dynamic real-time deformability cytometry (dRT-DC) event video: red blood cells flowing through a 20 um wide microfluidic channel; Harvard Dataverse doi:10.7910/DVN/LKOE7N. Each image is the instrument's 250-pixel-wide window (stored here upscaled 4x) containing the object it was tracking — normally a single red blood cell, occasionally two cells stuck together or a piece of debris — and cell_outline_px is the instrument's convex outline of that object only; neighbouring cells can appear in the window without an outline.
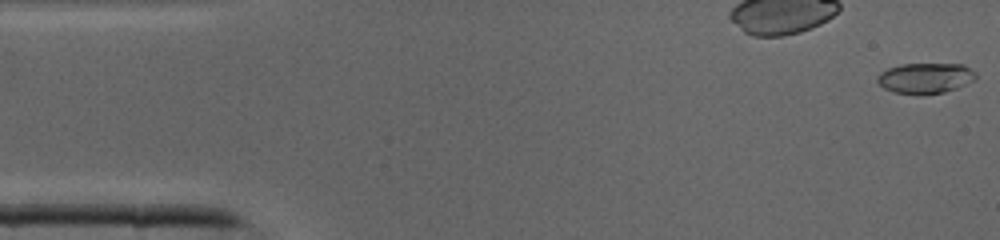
{"species": "common noctule bat (a hibernating species)", "species_latin": "Nyctalus noctula", "temperature_condition": "cold", "stored_images_in_passage": 42, "camera_frame_rate_fps": 3000, "um_per_image_px": 0.085, "animal": {"sex": "male", "body_mass_g": 19.0, "forearm_length_mm": 50.8}, "frame": {"image": 1, "passage_image": 1, "time_ms": 0.0, "image_size_px": [1000, 240], "cell_outline_px": [[976, 80], [956, 88], [944, 92], [892, 92], [884, 88], [876, 80], [876, 76], [880, 72], [888, 68], [900, 64], [964, 64], [976, 72]], "centroid_in_image_um": [78.67, 6.6], "position_along_channel_um": 6.3, "area_um2": 17.17}}
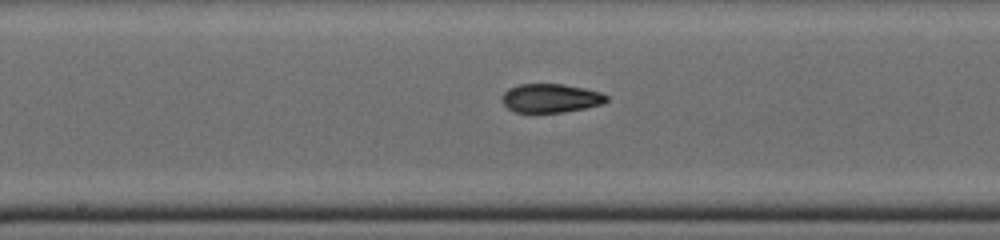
{"frame": {"image": 2, "passage_image": 21, "time_ms": 6.667, "image_size_px": [1000, 240], "cell_outline_px": [[608, 100], [604, 104], [564, 112], [516, 112], [508, 108], [500, 100], [504, 92], [508, 88], [520, 84], [564, 84], [584, 88], [600, 92], [608, 96]], "centroid_in_image_um": [46.81, 8.34], "position_along_channel_um": 201.4, "area_um2": 17.57}}
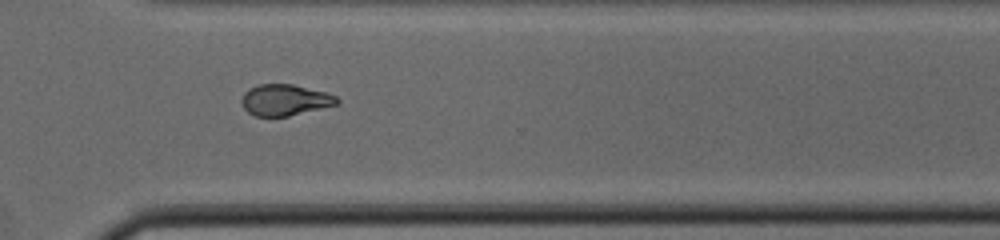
{"frame": {"image": 3, "passage_image": 30, "time_ms": 9.667, "image_size_px": [1000, 240], "cell_outline_px": [[340, 104], [288, 116], [256, 116], [248, 112], [244, 108], [240, 100], [244, 92], [260, 84], [292, 84], [324, 92], [336, 96], [340, 100]], "centroid_in_image_um": [24.23, 8.5], "position_along_channel_um": 346.4, "area_um2": 17.22}}